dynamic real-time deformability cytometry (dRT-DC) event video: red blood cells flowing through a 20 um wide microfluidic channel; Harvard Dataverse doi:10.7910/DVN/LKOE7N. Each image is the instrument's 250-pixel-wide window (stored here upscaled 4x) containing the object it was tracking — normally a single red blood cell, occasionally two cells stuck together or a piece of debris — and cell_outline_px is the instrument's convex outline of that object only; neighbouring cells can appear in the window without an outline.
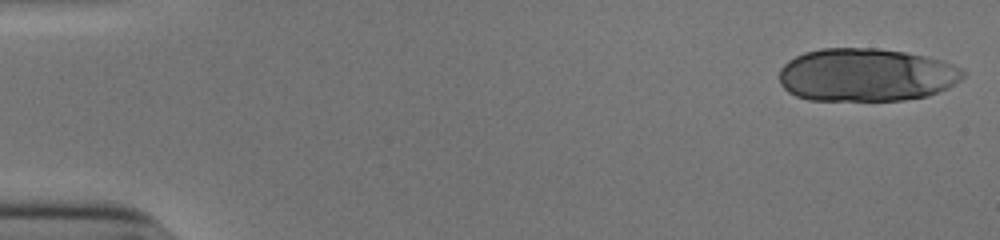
{"species": "human", "species_latin": "Homo sapiens", "temperature_condition": "cold", "stored_images_in_passage": 46, "camera_frame_rate_fps": 3000, "um_per_image_px": 0.085, "donor": {"sex": "male"}, "frame": {"image": 1, "passage_image": 1, "time_ms": 0.0, "image_size_px": [1000, 240], "cell_outline_px": [[964, 76], [960, 80], [948, 88], [928, 96], [904, 100], [808, 100], [796, 96], [788, 92], [780, 84], [780, 68], [788, 60], [804, 52], [820, 48], [876, 48], [904, 52], [924, 56], [940, 60], [952, 64], [960, 68], [964, 72]], "centroid_in_image_um": [73.6, 6.37], "position_along_channel_um": 11.4, "area_um2": 56.99}}
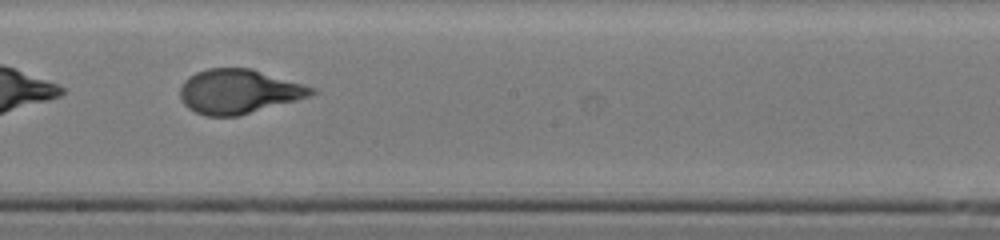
{"frame": {"image": 2, "passage_image": 30, "time_ms": 9.667, "image_size_px": [1000, 240], "cell_outline_px": [[316, 92], [308, 96], [296, 100], [240, 116], [204, 116], [188, 108], [184, 104], [180, 96], [180, 88], [184, 80], [188, 76], [196, 72], [208, 68], [252, 68], [304, 84], [316, 88]], "centroid_in_image_um": [20.27, 7.77], "position_along_channel_um": 227.9, "area_um2": 34.04}}
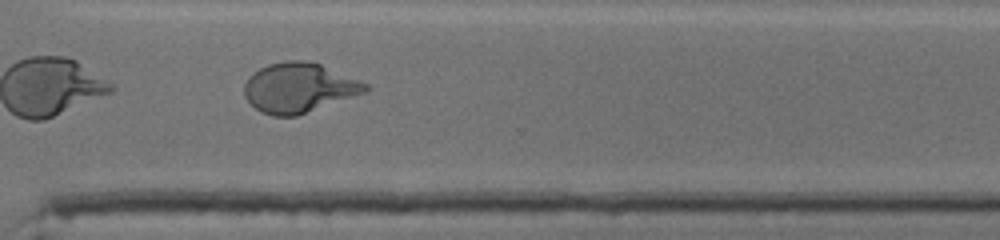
{"frame": {"image": 3, "passage_image": 39, "time_ms": 12.667, "image_size_px": [1000, 240], "cell_outline_px": [[372, 88], [368, 92], [296, 116], [272, 116], [260, 112], [244, 96], [244, 84], [248, 76], [252, 72], [268, 64], [284, 60], [308, 60], [320, 64], [368, 84]], "centroid_in_image_um": [25.41, 7.45], "position_along_channel_um": 345.2, "area_um2": 35.32}, "authors_computed_cell_mechanics": {"area_um2": 35.258, "velocity_mm_per_s": 3.8991, "shape_relaxation_time_tau1_ms": 3.3917, "shape_relaxation_time_tau2_ms": null, "deformation_change_tau1": 0.1948, "deformation_change_tau2": null}}